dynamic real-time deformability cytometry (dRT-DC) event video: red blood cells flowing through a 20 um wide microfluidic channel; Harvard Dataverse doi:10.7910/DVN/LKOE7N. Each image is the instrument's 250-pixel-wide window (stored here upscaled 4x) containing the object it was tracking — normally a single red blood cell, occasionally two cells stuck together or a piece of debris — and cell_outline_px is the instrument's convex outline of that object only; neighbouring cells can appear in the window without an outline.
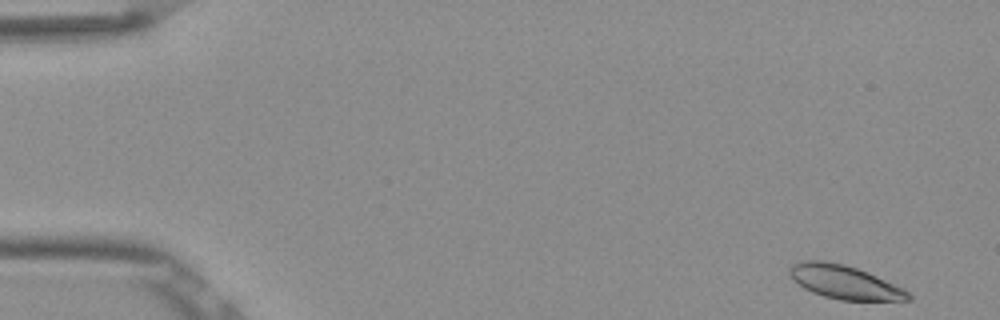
{"species": "Egyptian fruit bat (a non-hibernating species)", "species_latin": "Rousettus aegyptiacus", "temperature_condition": "room temperature", "stored_images_in_passage": 51, "camera_frame_rate_fps": 3000, "um_per_image_px": 0.085, "frame": {"image": 1, "passage_image": 1, "time_ms": 0.0, "image_size_px": [1000, 320], "cell_outline_px": [[912, 300], [840, 300], [824, 296], [812, 292], [804, 288], [792, 280], [788, 276], [788, 268], [792, 264], [804, 260], [824, 260], [844, 264], [856, 268], [876, 276], [904, 288], [912, 296]], "centroid_in_image_um": [71.74, 23.97], "position_along_channel_um": 13.3, "area_um2": 23.29}}
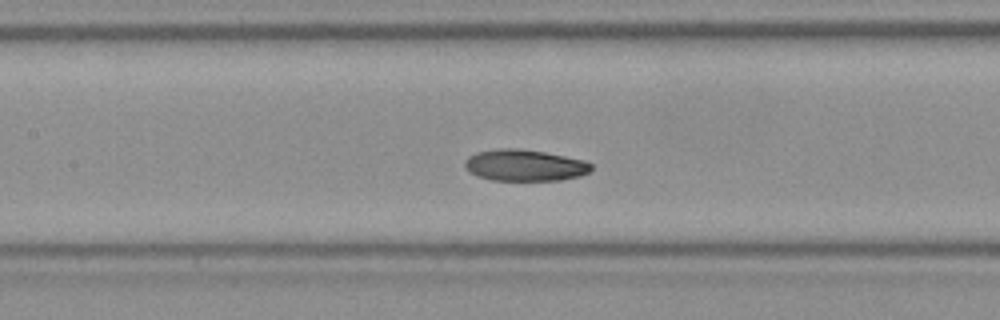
{"frame": {"image": 2, "passage_image": 23, "time_ms": 7.333, "image_size_px": [1000, 320], "cell_outline_px": [[592, 168], [588, 172], [580, 176], [560, 180], [492, 180], [476, 176], [468, 172], [464, 164], [464, 160], [468, 156], [476, 152], [500, 148], [520, 148], [544, 152], [584, 160], [592, 164]], "centroid_in_image_um": [44.56, 14.05], "position_along_channel_um": 162.8, "area_um2": 23.29}}
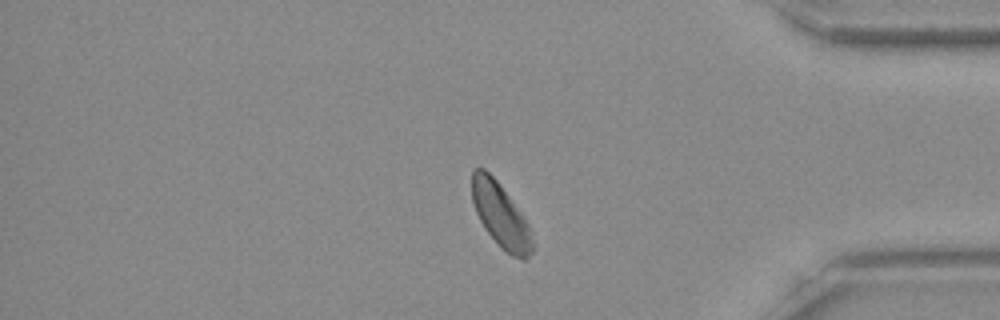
{"frame": {"image": 3, "passage_image": 43, "time_ms": 14.0, "image_size_px": [1000, 320], "cell_outline_px": [[532, 252], [524, 260], [512, 256], [500, 248], [484, 228], [476, 212], [472, 200], [472, 168], [484, 168], [496, 180], [508, 196], [528, 224], [532, 240]], "centroid_in_image_um": [42.52, 18.32], "position_along_channel_um": 392.7, "area_um2": 22.2}, "authors_computed_cell_mechanics": {"area_um2": 23.2934, "velocity_mm_per_s": 3.8111, "shape_relaxation_time_tau1_ms": 4.5837, "shape_relaxation_time_tau2_ms": null, "deformation_change_tau1": 0.0919, "deformation_change_tau2": null}}